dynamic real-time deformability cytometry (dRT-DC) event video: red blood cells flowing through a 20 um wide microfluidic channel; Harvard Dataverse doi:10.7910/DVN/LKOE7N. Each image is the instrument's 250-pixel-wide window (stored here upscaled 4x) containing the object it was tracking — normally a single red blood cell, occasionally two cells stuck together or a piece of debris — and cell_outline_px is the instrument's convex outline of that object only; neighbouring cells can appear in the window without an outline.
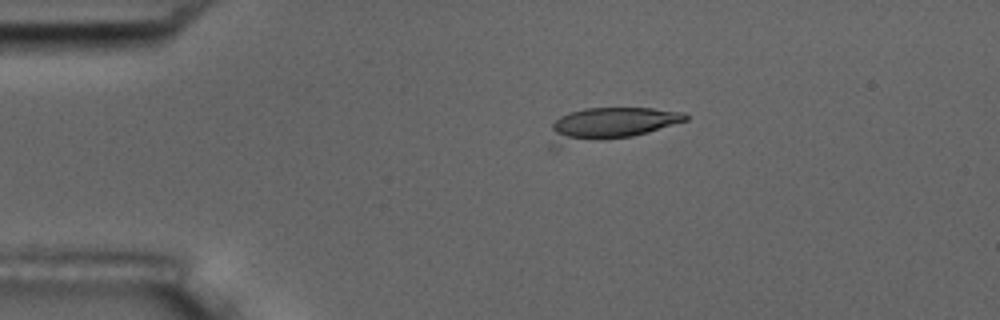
{"species": "common noctule bat (a hibernating species)", "species_latin": "Nyctalus noctula", "temperature_condition": "room temperature", "stored_images_in_passage": 13, "camera_frame_rate_fps": 3000, "um_per_image_px": 0.085, "animal": {"sex": "male", "body_mass_g": 17.5, "forearm_length_mm": 52.3}, "frame": {"image": 1, "passage_image": 5, "time_ms": 4.667, "image_size_px": [1000, 320], "cell_outline_px": [[688, 120], [648, 132], [632, 136], [560, 148], [548, 148], [548, 144], [552, 124], [560, 116], [568, 112], [584, 108], [652, 108], [684, 112], [688, 116]], "centroid_in_image_um": [51.74, 10.59], "position_along_channel_um": 33.3, "area_um2": 26.7}}
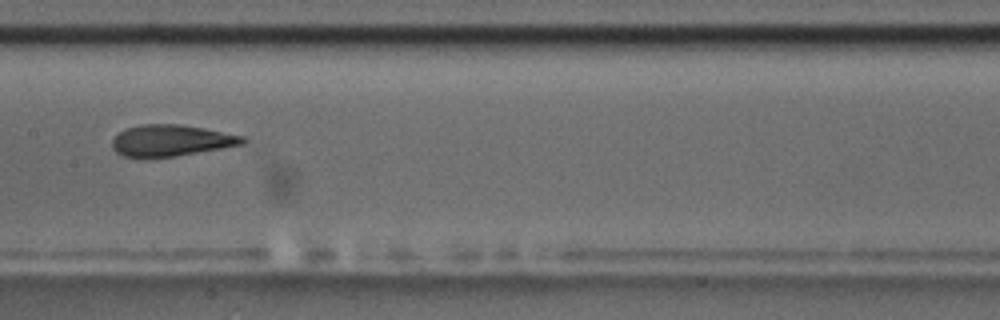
{"frame": {"image": 2, "passage_image": 10, "time_ms": 10.333, "image_size_px": [1000, 320], "cell_outline_px": [[248, 140], [244, 144], [176, 156], [124, 156], [116, 152], [112, 148], [112, 140], [124, 128], [140, 124], [180, 124], [204, 128], [244, 136]], "centroid_in_image_um": [14.56, 11.92], "position_along_channel_um": 192.8, "area_um2": 23.64}}
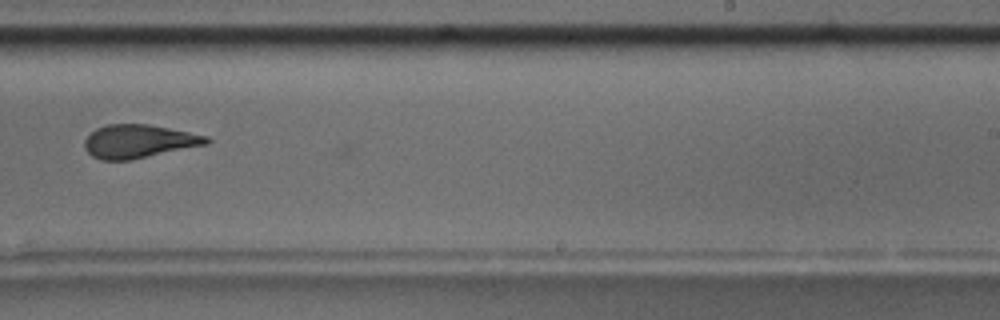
{"frame": {"image": 3, "passage_image": 12, "time_ms": 12.667, "image_size_px": [1000, 320], "cell_outline_px": [[212, 140], [208, 144], [132, 160], [100, 160], [92, 156], [84, 148], [84, 140], [96, 128], [108, 124], [148, 124], [208, 136]], "centroid_in_image_um": [11.79, 12.02], "position_along_channel_um": 277.2, "area_um2": 23.76}}